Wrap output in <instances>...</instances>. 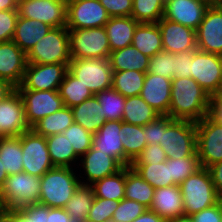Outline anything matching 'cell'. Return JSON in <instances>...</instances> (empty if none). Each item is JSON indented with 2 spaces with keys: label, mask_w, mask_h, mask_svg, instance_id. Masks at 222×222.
<instances>
[{
  "label": "cell",
  "mask_w": 222,
  "mask_h": 222,
  "mask_svg": "<svg viewBox=\"0 0 222 222\" xmlns=\"http://www.w3.org/2000/svg\"><path fill=\"white\" fill-rule=\"evenodd\" d=\"M138 24L131 16L109 18L104 27L111 52L132 45L134 32Z\"/></svg>",
  "instance_id": "26"
},
{
  "label": "cell",
  "mask_w": 222,
  "mask_h": 222,
  "mask_svg": "<svg viewBox=\"0 0 222 222\" xmlns=\"http://www.w3.org/2000/svg\"><path fill=\"white\" fill-rule=\"evenodd\" d=\"M218 202H219L221 209H222V197L219 198Z\"/></svg>",
  "instance_id": "67"
},
{
  "label": "cell",
  "mask_w": 222,
  "mask_h": 222,
  "mask_svg": "<svg viewBox=\"0 0 222 222\" xmlns=\"http://www.w3.org/2000/svg\"><path fill=\"white\" fill-rule=\"evenodd\" d=\"M132 45L148 57L161 52L163 46L159 25L157 23H139L134 32Z\"/></svg>",
  "instance_id": "30"
},
{
  "label": "cell",
  "mask_w": 222,
  "mask_h": 222,
  "mask_svg": "<svg viewBox=\"0 0 222 222\" xmlns=\"http://www.w3.org/2000/svg\"><path fill=\"white\" fill-rule=\"evenodd\" d=\"M165 0H133V17L138 23H158L163 18Z\"/></svg>",
  "instance_id": "42"
},
{
  "label": "cell",
  "mask_w": 222,
  "mask_h": 222,
  "mask_svg": "<svg viewBox=\"0 0 222 222\" xmlns=\"http://www.w3.org/2000/svg\"><path fill=\"white\" fill-rule=\"evenodd\" d=\"M121 121H106L93 136L92 147L115 158L124 167V149L120 140Z\"/></svg>",
  "instance_id": "24"
},
{
  "label": "cell",
  "mask_w": 222,
  "mask_h": 222,
  "mask_svg": "<svg viewBox=\"0 0 222 222\" xmlns=\"http://www.w3.org/2000/svg\"><path fill=\"white\" fill-rule=\"evenodd\" d=\"M21 140L23 172L42 177L55 167L51 161L46 137L36 134L32 129L19 136Z\"/></svg>",
  "instance_id": "10"
},
{
  "label": "cell",
  "mask_w": 222,
  "mask_h": 222,
  "mask_svg": "<svg viewBox=\"0 0 222 222\" xmlns=\"http://www.w3.org/2000/svg\"><path fill=\"white\" fill-rule=\"evenodd\" d=\"M166 221L185 215L182 194L178 185L155 189L149 208Z\"/></svg>",
  "instance_id": "23"
},
{
  "label": "cell",
  "mask_w": 222,
  "mask_h": 222,
  "mask_svg": "<svg viewBox=\"0 0 222 222\" xmlns=\"http://www.w3.org/2000/svg\"><path fill=\"white\" fill-rule=\"evenodd\" d=\"M15 222H32V215H30L23 207L16 209Z\"/></svg>",
  "instance_id": "60"
},
{
  "label": "cell",
  "mask_w": 222,
  "mask_h": 222,
  "mask_svg": "<svg viewBox=\"0 0 222 222\" xmlns=\"http://www.w3.org/2000/svg\"><path fill=\"white\" fill-rule=\"evenodd\" d=\"M22 156L19 136L0 137V160L8 176L23 172Z\"/></svg>",
  "instance_id": "35"
},
{
  "label": "cell",
  "mask_w": 222,
  "mask_h": 222,
  "mask_svg": "<svg viewBox=\"0 0 222 222\" xmlns=\"http://www.w3.org/2000/svg\"><path fill=\"white\" fill-rule=\"evenodd\" d=\"M133 222H167L155 212L147 209L142 215L137 217Z\"/></svg>",
  "instance_id": "58"
},
{
  "label": "cell",
  "mask_w": 222,
  "mask_h": 222,
  "mask_svg": "<svg viewBox=\"0 0 222 222\" xmlns=\"http://www.w3.org/2000/svg\"><path fill=\"white\" fill-rule=\"evenodd\" d=\"M0 222H15V210L0 209Z\"/></svg>",
  "instance_id": "61"
},
{
  "label": "cell",
  "mask_w": 222,
  "mask_h": 222,
  "mask_svg": "<svg viewBox=\"0 0 222 222\" xmlns=\"http://www.w3.org/2000/svg\"><path fill=\"white\" fill-rule=\"evenodd\" d=\"M63 134L79 157L84 155L92 147L94 135L77 123L71 124Z\"/></svg>",
  "instance_id": "44"
},
{
  "label": "cell",
  "mask_w": 222,
  "mask_h": 222,
  "mask_svg": "<svg viewBox=\"0 0 222 222\" xmlns=\"http://www.w3.org/2000/svg\"><path fill=\"white\" fill-rule=\"evenodd\" d=\"M160 114L150 107L139 96L126 97L122 121L128 124L145 126L155 120Z\"/></svg>",
  "instance_id": "34"
},
{
  "label": "cell",
  "mask_w": 222,
  "mask_h": 222,
  "mask_svg": "<svg viewBox=\"0 0 222 222\" xmlns=\"http://www.w3.org/2000/svg\"><path fill=\"white\" fill-rule=\"evenodd\" d=\"M73 123L71 108L64 106L53 114L40 119L31 129L38 135L48 137L63 133Z\"/></svg>",
  "instance_id": "33"
},
{
  "label": "cell",
  "mask_w": 222,
  "mask_h": 222,
  "mask_svg": "<svg viewBox=\"0 0 222 222\" xmlns=\"http://www.w3.org/2000/svg\"><path fill=\"white\" fill-rule=\"evenodd\" d=\"M46 143L54 166L77 168L80 157L63 133L46 137Z\"/></svg>",
  "instance_id": "31"
},
{
  "label": "cell",
  "mask_w": 222,
  "mask_h": 222,
  "mask_svg": "<svg viewBox=\"0 0 222 222\" xmlns=\"http://www.w3.org/2000/svg\"><path fill=\"white\" fill-rule=\"evenodd\" d=\"M119 134L124 149V167L131 166L147 146L143 126L128 124L121 121Z\"/></svg>",
  "instance_id": "29"
},
{
  "label": "cell",
  "mask_w": 222,
  "mask_h": 222,
  "mask_svg": "<svg viewBox=\"0 0 222 222\" xmlns=\"http://www.w3.org/2000/svg\"><path fill=\"white\" fill-rule=\"evenodd\" d=\"M159 145L165 151L167 159L198 156L195 122L170 117L162 125V137Z\"/></svg>",
  "instance_id": "3"
},
{
  "label": "cell",
  "mask_w": 222,
  "mask_h": 222,
  "mask_svg": "<svg viewBox=\"0 0 222 222\" xmlns=\"http://www.w3.org/2000/svg\"><path fill=\"white\" fill-rule=\"evenodd\" d=\"M23 208L32 215V222H49V207L45 204L35 203Z\"/></svg>",
  "instance_id": "54"
},
{
  "label": "cell",
  "mask_w": 222,
  "mask_h": 222,
  "mask_svg": "<svg viewBox=\"0 0 222 222\" xmlns=\"http://www.w3.org/2000/svg\"><path fill=\"white\" fill-rule=\"evenodd\" d=\"M208 116L217 124H222V105L212 96Z\"/></svg>",
  "instance_id": "57"
},
{
  "label": "cell",
  "mask_w": 222,
  "mask_h": 222,
  "mask_svg": "<svg viewBox=\"0 0 222 222\" xmlns=\"http://www.w3.org/2000/svg\"><path fill=\"white\" fill-rule=\"evenodd\" d=\"M167 222H193L191 216H180L178 218H174V219H171V220H168Z\"/></svg>",
  "instance_id": "64"
},
{
  "label": "cell",
  "mask_w": 222,
  "mask_h": 222,
  "mask_svg": "<svg viewBox=\"0 0 222 222\" xmlns=\"http://www.w3.org/2000/svg\"><path fill=\"white\" fill-rule=\"evenodd\" d=\"M25 110V119L30 128L40 119L53 114L64 107L58 90L17 89Z\"/></svg>",
  "instance_id": "12"
},
{
  "label": "cell",
  "mask_w": 222,
  "mask_h": 222,
  "mask_svg": "<svg viewBox=\"0 0 222 222\" xmlns=\"http://www.w3.org/2000/svg\"><path fill=\"white\" fill-rule=\"evenodd\" d=\"M201 1L205 3L208 7L222 6V0H201Z\"/></svg>",
  "instance_id": "65"
},
{
  "label": "cell",
  "mask_w": 222,
  "mask_h": 222,
  "mask_svg": "<svg viewBox=\"0 0 222 222\" xmlns=\"http://www.w3.org/2000/svg\"><path fill=\"white\" fill-rule=\"evenodd\" d=\"M133 0H99L109 17L131 16Z\"/></svg>",
  "instance_id": "51"
},
{
  "label": "cell",
  "mask_w": 222,
  "mask_h": 222,
  "mask_svg": "<svg viewBox=\"0 0 222 222\" xmlns=\"http://www.w3.org/2000/svg\"><path fill=\"white\" fill-rule=\"evenodd\" d=\"M197 49L222 56V6L208 7L196 30Z\"/></svg>",
  "instance_id": "17"
},
{
  "label": "cell",
  "mask_w": 222,
  "mask_h": 222,
  "mask_svg": "<svg viewBox=\"0 0 222 222\" xmlns=\"http://www.w3.org/2000/svg\"><path fill=\"white\" fill-rule=\"evenodd\" d=\"M95 96L102 107V118L106 121H122L126 97L112 88L98 92Z\"/></svg>",
  "instance_id": "41"
},
{
  "label": "cell",
  "mask_w": 222,
  "mask_h": 222,
  "mask_svg": "<svg viewBox=\"0 0 222 222\" xmlns=\"http://www.w3.org/2000/svg\"><path fill=\"white\" fill-rule=\"evenodd\" d=\"M170 118L169 115H159L155 120L143 126L147 145L159 144L162 137V125Z\"/></svg>",
  "instance_id": "50"
},
{
  "label": "cell",
  "mask_w": 222,
  "mask_h": 222,
  "mask_svg": "<svg viewBox=\"0 0 222 222\" xmlns=\"http://www.w3.org/2000/svg\"><path fill=\"white\" fill-rule=\"evenodd\" d=\"M94 197L121 201L125 198V167L91 184Z\"/></svg>",
  "instance_id": "37"
},
{
  "label": "cell",
  "mask_w": 222,
  "mask_h": 222,
  "mask_svg": "<svg viewBox=\"0 0 222 222\" xmlns=\"http://www.w3.org/2000/svg\"><path fill=\"white\" fill-rule=\"evenodd\" d=\"M186 216L214 206L219 197L207 168H201L180 185Z\"/></svg>",
  "instance_id": "4"
},
{
  "label": "cell",
  "mask_w": 222,
  "mask_h": 222,
  "mask_svg": "<svg viewBox=\"0 0 222 222\" xmlns=\"http://www.w3.org/2000/svg\"><path fill=\"white\" fill-rule=\"evenodd\" d=\"M17 5L15 0H0V11L17 10Z\"/></svg>",
  "instance_id": "62"
},
{
  "label": "cell",
  "mask_w": 222,
  "mask_h": 222,
  "mask_svg": "<svg viewBox=\"0 0 222 222\" xmlns=\"http://www.w3.org/2000/svg\"><path fill=\"white\" fill-rule=\"evenodd\" d=\"M16 90L11 82L0 78V102L10 96Z\"/></svg>",
  "instance_id": "59"
},
{
  "label": "cell",
  "mask_w": 222,
  "mask_h": 222,
  "mask_svg": "<svg viewBox=\"0 0 222 222\" xmlns=\"http://www.w3.org/2000/svg\"><path fill=\"white\" fill-rule=\"evenodd\" d=\"M62 1H64V2L68 3V2H70V1H72V0H62Z\"/></svg>",
  "instance_id": "70"
},
{
  "label": "cell",
  "mask_w": 222,
  "mask_h": 222,
  "mask_svg": "<svg viewBox=\"0 0 222 222\" xmlns=\"http://www.w3.org/2000/svg\"><path fill=\"white\" fill-rule=\"evenodd\" d=\"M122 167L115 158L91 147L79 158L77 172L81 184L91 185L97 180L117 173Z\"/></svg>",
  "instance_id": "15"
},
{
  "label": "cell",
  "mask_w": 222,
  "mask_h": 222,
  "mask_svg": "<svg viewBox=\"0 0 222 222\" xmlns=\"http://www.w3.org/2000/svg\"><path fill=\"white\" fill-rule=\"evenodd\" d=\"M174 56L175 53L162 50L149 58L148 73L174 78Z\"/></svg>",
  "instance_id": "45"
},
{
  "label": "cell",
  "mask_w": 222,
  "mask_h": 222,
  "mask_svg": "<svg viewBox=\"0 0 222 222\" xmlns=\"http://www.w3.org/2000/svg\"><path fill=\"white\" fill-rule=\"evenodd\" d=\"M193 222H222V209L219 204L191 215Z\"/></svg>",
  "instance_id": "53"
},
{
  "label": "cell",
  "mask_w": 222,
  "mask_h": 222,
  "mask_svg": "<svg viewBox=\"0 0 222 222\" xmlns=\"http://www.w3.org/2000/svg\"><path fill=\"white\" fill-rule=\"evenodd\" d=\"M157 24L161 31L164 51L179 53L197 49L194 29L165 18H161Z\"/></svg>",
  "instance_id": "19"
},
{
  "label": "cell",
  "mask_w": 222,
  "mask_h": 222,
  "mask_svg": "<svg viewBox=\"0 0 222 222\" xmlns=\"http://www.w3.org/2000/svg\"><path fill=\"white\" fill-rule=\"evenodd\" d=\"M149 58L133 45H129L110 52L108 59L113 72L136 70L146 73L149 67Z\"/></svg>",
  "instance_id": "27"
},
{
  "label": "cell",
  "mask_w": 222,
  "mask_h": 222,
  "mask_svg": "<svg viewBox=\"0 0 222 222\" xmlns=\"http://www.w3.org/2000/svg\"><path fill=\"white\" fill-rule=\"evenodd\" d=\"M83 222H95V221H92V220L86 219V220L83 221Z\"/></svg>",
  "instance_id": "68"
},
{
  "label": "cell",
  "mask_w": 222,
  "mask_h": 222,
  "mask_svg": "<svg viewBox=\"0 0 222 222\" xmlns=\"http://www.w3.org/2000/svg\"><path fill=\"white\" fill-rule=\"evenodd\" d=\"M211 96L193 78H173L168 115L198 122L208 115Z\"/></svg>",
  "instance_id": "1"
},
{
  "label": "cell",
  "mask_w": 222,
  "mask_h": 222,
  "mask_svg": "<svg viewBox=\"0 0 222 222\" xmlns=\"http://www.w3.org/2000/svg\"><path fill=\"white\" fill-rule=\"evenodd\" d=\"M147 209L146 206L137 201L124 198L119 202L112 219L117 222H133Z\"/></svg>",
  "instance_id": "47"
},
{
  "label": "cell",
  "mask_w": 222,
  "mask_h": 222,
  "mask_svg": "<svg viewBox=\"0 0 222 222\" xmlns=\"http://www.w3.org/2000/svg\"><path fill=\"white\" fill-rule=\"evenodd\" d=\"M27 62L32 64L71 62L69 33L66 26L54 27L43 36L27 53Z\"/></svg>",
  "instance_id": "6"
},
{
  "label": "cell",
  "mask_w": 222,
  "mask_h": 222,
  "mask_svg": "<svg viewBox=\"0 0 222 222\" xmlns=\"http://www.w3.org/2000/svg\"><path fill=\"white\" fill-rule=\"evenodd\" d=\"M17 10L20 17L41 21L52 28L67 25V3L62 0H23Z\"/></svg>",
  "instance_id": "13"
},
{
  "label": "cell",
  "mask_w": 222,
  "mask_h": 222,
  "mask_svg": "<svg viewBox=\"0 0 222 222\" xmlns=\"http://www.w3.org/2000/svg\"><path fill=\"white\" fill-rule=\"evenodd\" d=\"M94 201V191L91 185L80 184L72 198L67 202L64 210L74 222H83L87 219Z\"/></svg>",
  "instance_id": "36"
},
{
  "label": "cell",
  "mask_w": 222,
  "mask_h": 222,
  "mask_svg": "<svg viewBox=\"0 0 222 222\" xmlns=\"http://www.w3.org/2000/svg\"><path fill=\"white\" fill-rule=\"evenodd\" d=\"M68 71V66L62 63L32 64L28 63L22 84L16 89L58 90L59 85Z\"/></svg>",
  "instance_id": "16"
},
{
  "label": "cell",
  "mask_w": 222,
  "mask_h": 222,
  "mask_svg": "<svg viewBox=\"0 0 222 222\" xmlns=\"http://www.w3.org/2000/svg\"><path fill=\"white\" fill-rule=\"evenodd\" d=\"M71 60L109 58L110 44L105 27L68 28Z\"/></svg>",
  "instance_id": "7"
},
{
  "label": "cell",
  "mask_w": 222,
  "mask_h": 222,
  "mask_svg": "<svg viewBox=\"0 0 222 222\" xmlns=\"http://www.w3.org/2000/svg\"><path fill=\"white\" fill-rule=\"evenodd\" d=\"M155 188L145 181L131 166L125 167V199L150 208Z\"/></svg>",
  "instance_id": "32"
},
{
  "label": "cell",
  "mask_w": 222,
  "mask_h": 222,
  "mask_svg": "<svg viewBox=\"0 0 222 222\" xmlns=\"http://www.w3.org/2000/svg\"><path fill=\"white\" fill-rule=\"evenodd\" d=\"M18 17V10L0 11V43L12 41Z\"/></svg>",
  "instance_id": "48"
},
{
  "label": "cell",
  "mask_w": 222,
  "mask_h": 222,
  "mask_svg": "<svg viewBox=\"0 0 222 222\" xmlns=\"http://www.w3.org/2000/svg\"><path fill=\"white\" fill-rule=\"evenodd\" d=\"M27 64V54L13 41L0 43V78L20 86Z\"/></svg>",
  "instance_id": "21"
},
{
  "label": "cell",
  "mask_w": 222,
  "mask_h": 222,
  "mask_svg": "<svg viewBox=\"0 0 222 222\" xmlns=\"http://www.w3.org/2000/svg\"><path fill=\"white\" fill-rule=\"evenodd\" d=\"M166 163L170 165L172 183L178 186L202 168L198 156L167 159Z\"/></svg>",
  "instance_id": "43"
},
{
  "label": "cell",
  "mask_w": 222,
  "mask_h": 222,
  "mask_svg": "<svg viewBox=\"0 0 222 222\" xmlns=\"http://www.w3.org/2000/svg\"><path fill=\"white\" fill-rule=\"evenodd\" d=\"M172 79L146 72L140 96L160 115H168Z\"/></svg>",
  "instance_id": "22"
},
{
  "label": "cell",
  "mask_w": 222,
  "mask_h": 222,
  "mask_svg": "<svg viewBox=\"0 0 222 222\" xmlns=\"http://www.w3.org/2000/svg\"><path fill=\"white\" fill-rule=\"evenodd\" d=\"M49 222H74L64 208L49 207Z\"/></svg>",
  "instance_id": "56"
},
{
  "label": "cell",
  "mask_w": 222,
  "mask_h": 222,
  "mask_svg": "<svg viewBox=\"0 0 222 222\" xmlns=\"http://www.w3.org/2000/svg\"><path fill=\"white\" fill-rule=\"evenodd\" d=\"M40 177L21 172L9 175L0 190V209L16 210L39 203Z\"/></svg>",
  "instance_id": "5"
},
{
  "label": "cell",
  "mask_w": 222,
  "mask_h": 222,
  "mask_svg": "<svg viewBox=\"0 0 222 222\" xmlns=\"http://www.w3.org/2000/svg\"><path fill=\"white\" fill-rule=\"evenodd\" d=\"M193 55L194 50L175 53L174 78L191 77V60L193 59Z\"/></svg>",
  "instance_id": "52"
},
{
  "label": "cell",
  "mask_w": 222,
  "mask_h": 222,
  "mask_svg": "<svg viewBox=\"0 0 222 222\" xmlns=\"http://www.w3.org/2000/svg\"><path fill=\"white\" fill-rule=\"evenodd\" d=\"M58 92L64 106L69 108L79 105L93 96V93L69 70L66 72L63 82L59 85Z\"/></svg>",
  "instance_id": "38"
},
{
  "label": "cell",
  "mask_w": 222,
  "mask_h": 222,
  "mask_svg": "<svg viewBox=\"0 0 222 222\" xmlns=\"http://www.w3.org/2000/svg\"><path fill=\"white\" fill-rule=\"evenodd\" d=\"M107 222H117V221H115V220H113V219H110V220L107 221Z\"/></svg>",
  "instance_id": "69"
},
{
  "label": "cell",
  "mask_w": 222,
  "mask_h": 222,
  "mask_svg": "<svg viewBox=\"0 0 222 222\" xmlns=\"http://www.w3.org/2000/svg\"><path fill=\"white\" fill-rule=\"evenodd\" d=\"M213 97L222 105V86L218 91L213 95Z\"/></svg>",
  "instance_id": "66"
},
{
  "label": "cell",
  "mask_w": 222,
  "mask_h": 222,
  "mask_svg": "<svg viewBox=\"0 0 222 222\" xmlns=\"http://www.w3.org/2000/svg\"><path fill=\"white\" fill-rule=\"evenodd\" d=\"M74 123L79 124L93 135L105 124L102 107L95 95L71 108Z\"/></svg>",
  "instance_id": "28"
},
{
  "label": "cell",
  "mask_w": 222,
  "mask_h": 222,
  "mask_svg": "<svg viewBox=\"0 0 222 222\" xmlns=\"http://www.w3.org/2000/svg\"><path fill=\"white\" fill-rule=\"evenodd\" d=\"M80 184L77 168L55 166L40 177L39 203L64 208Z\"/></svg>",
  "instance_id": "2"
},
{
  "label": "cell",
  "mask_w": 222,
  "mask_h": 222,
  "mask_svg": "<svg viewBox=\"0 0 222 222\" xmlns=\"http://www.w3.org/2000/svg\"><path fill=\"white\" fill-rule=\"evenodd\" d=\"M68 70L86 86L93 95L112 86L113 71L108 58L71 60Z\"/></svg>",
  "instance_id": "8"
},
{
  "label": "cell",
  "mask_w": 222,
  "mask_h": 222,
  "mask_svg": "<svg viewBox=\"0 0 222 222\" xmlns=\"http://www.w3.org/2000/svg\"><path fill=\"white\" fill-rule=\"evenodd\" d=\"M51 28L41 21L19 16L12 41L27 54Z\"/></svg>",
  "instance_id": "25"
},
{
  "label": "cell",
  "mask_w": 222,
  "mask_h": 222,
  "mask_svg": "<svg viewBox=\"0 0 222 222\" xmlns=\"http://www.w3.org/2000/svg\"><path fill=\"white\" fill-rule=\"evenodd\" d=\"M120 201L94 197L87 219L95 222H107L113 218Z\"/></svg>",
  "instance_id": "46"
},
{
  "label": "cell",
  "mask_w": 222,
  "mask_h": 222,
  "mask_svg": "<svg viewBox=\"0 0 222 222\" xmlns=\"http://www.w3.org/2000/svg\"><path fill=\"white\" fill-rule=\"evenodd\" d=\"M207 8L201 0H165L163 18L196 31Z\"/></svg>",
  "instance_id": "20"
},
{
  "label": "cell",
  "mask_w": 222,
  "mask_h": 222,
  "mask_svg": "<svg viewBox=\"0 0 222 222\" xmlns=\"http://www.w3.org/2000/svg\"><path fill=\"white\" fill-rule=\"evenodd\" d=\"M109 18L99 0H72L67 3V28L104 27Z\"/></svg>",
  "instance_id": "14"
},
{
  "label": "cell",
  "mask_w": 222,
  "mask_h": 222,
  "mask_svg": "<svg viewBox=\"0 0 222 222\" xmlns=\"http://www.w3.org/2000/svg\"><path fill=\"white\" fill-rule=\"evenodd\" d=\"M133 168L145 181L155 189L173 186L170 165L165 162L131 164Z\"/></svg>",
  "instance_id": "39"
},
{
  "label": "cell",
  "mask_w": 222,
  "mask_h": 222,
  "mask_svg": "<svg viewBox=\"0 0 222 222\" xmlns=\"http://www.w3.org/2000/svg\"><path fill=\"white\" fill-rule=\"evenodd\" d=\"M196 124L197 155L202 168L222 161V124H217L208 115Z\"/></svg>",
  "instance_id": "9"
},
{
  "label": "cell",
  "mask_w": 222,
  "mask_h": 222,
  "mask_svg": "<svg viewBox=\"0 0 222 222\" xmlns=\"http://www.w3.org/2000/svg\"><path fill=\"white\" fill-rule=\"evenodd\" d=\"M7 177L8 174L6 173L5 168H3L2 161L0 160V190L3 188Z\"/></svg>",
  "instance_id": "63"
},
{
  "label": "cell",
  "mask_w": 222,
  "mask_h": 222,
  "mask_svg": "<svg viewBox=\"0 0 222 222\" xmlns=\"http://www.w3.org/2000/svg\"><path fill=\"white\" fill-rule=\"evenodd\" d=\"M218 197H222V161L207 168Z\"/></svg>",
  "instance_id": "55"
},
{
  "label": "cell",
  "mask_w": 222,
  "mask_h": 222,
  "mask_svg": "<svg viewBox=\"0 0 222 222\" xmlns=\"http://www.w3.org/2000/svg\"><path fill=\"white\" fill-rule=\"evenodd\" d=\"M146 73L136 70L113 72L111 88L124 97L139 96Z\"/></svg>",
  "instance_id": "40"
},
{
  "label": "cell",
  "mask_w": 222,
  "mask_h": 222,
  "mask_svg": "<svg viewBox=\"0 0 222 222\" xmlns=\"http://www.w3.org/2000/svg\"><path fill=\"white\" fill-rule=\"evenodd\" d=\"M167 160L165 151L159 144L147 145L132 164L161 163Z\"/></svg>",
  "instance_id": "49"
},
{
  "label": "cell",
  "mask_w": 222,
  "mask_h": 222,
  "mask_svg": "<svg viewBox=\"0 0 222 222\" xmlns=\"http://www.w3.org/2000/svg\"><path fill=\"white\" fill-rule=\"evenodd\" d=\"M30 129L25 119L23 100L16 89L0 102V137L20 136Z\"/></svg>",
  "instance_id": "18"
},
{
  "label": "cell",
  "mask_w": 222,
  "mask_h": 222,
  "mask_svg": "<svg viewBox=\"0 0 222 222\" xmlns=\"http://www.w3.org/2000/svg\"><path fill=\"white\" fill-rule=\"evenodd\" d=\"M191 78L212 97L222 86V56L194 50Z\"/></svg>",
  "instance_id": "11"
}]
</instances>
